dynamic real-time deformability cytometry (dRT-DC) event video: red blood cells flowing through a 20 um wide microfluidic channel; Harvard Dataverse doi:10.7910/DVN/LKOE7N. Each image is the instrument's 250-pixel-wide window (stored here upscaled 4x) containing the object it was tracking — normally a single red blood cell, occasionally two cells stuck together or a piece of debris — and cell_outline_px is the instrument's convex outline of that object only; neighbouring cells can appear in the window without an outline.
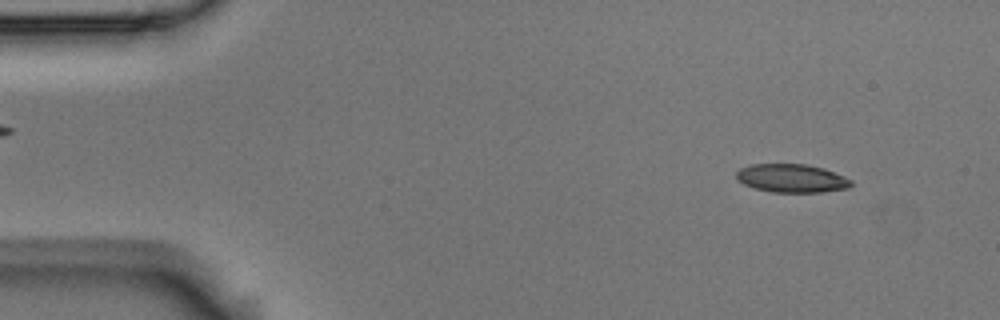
{"species": "Egyptian fruit bat (a non-hibernating species)", "species_latin": "Rousettus aegyptiacus", "temperature_condition": "room temperature", "stored_images_in_passage": 4, "camera_frame_rate_fps": 3000, "um_per_image_px": 0.085, "animal": {"sex": "male"}, "frame": {"image": 1, "passage_image": 1, "time_ms": 0.0, "image_size_px": [1000, 320], "cell_outline_px": [[852, 184], [848, 188], [820, 192], [772, 192], [756, 188], [744, 184], [736, 180], [736, 172], [740, 168], [752, 164], [804, 164], [824, 168], [844, 176], [852, 180]], "centroid_in_image_um": [67.28, 15.15], "position_along_channel_um": 17.7, "area_um2": 18.96}}
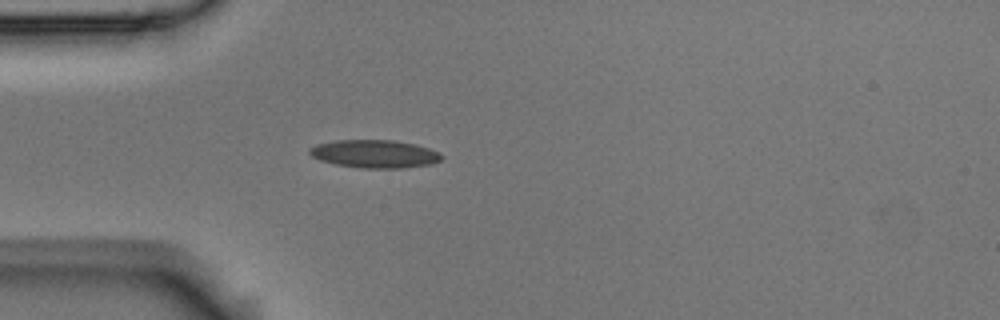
{"frame": {"image": 2, "passage_image": 4, "time_ms": 1.0, "image_size_px": [1000, 320], "cell_outline_px": [[444, 156], [440, 160], [432, 164], [400, 168], [360, 168], [336, 164], [320, 160], [312, 156], [308, 152], [308, 148], [316, 144], [336, 140], [396, 140], [416, 144], [440, 152]], "centroid_in_image_um": [31.85, 13.07], "position_along_channel_um": 53.1, "area_um2": 21.68}}